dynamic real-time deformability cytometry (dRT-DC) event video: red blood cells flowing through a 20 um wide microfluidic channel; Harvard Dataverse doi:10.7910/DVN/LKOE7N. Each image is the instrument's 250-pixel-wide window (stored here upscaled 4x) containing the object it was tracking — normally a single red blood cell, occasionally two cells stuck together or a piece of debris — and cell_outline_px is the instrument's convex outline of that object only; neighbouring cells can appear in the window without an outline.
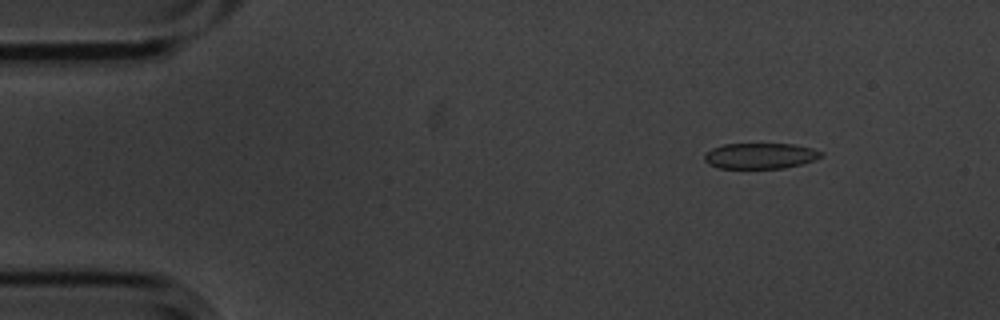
{"species": "common noctule bat (a hibernating species)", "species_latin": "Nyctalus noctula", "temperature_condition": "cold", "stored_images_in_passage": 56, "camera_frame_rate_fps": 3000, "um_per_image_px": 0.085, "animal": {"sex": "male", "body_mass_g": 20.1, "forearm_length_mm": 53.5}, "frame": {"image": 1, "passage_image": 7, "time_ms": 2.0, "image_size_px": [1000, 320], "cell_outline_px": [[824, 156], [816, 160], [784, 168], [720, 168], [708, 164], [704, 160], [704, 156], [712, 148], [724, 144], [792, 144], [812, 148], [824, 152]], "centroid_in_image_um": [64.66, 13.25], "position_along_channel_um": 20.3, "area_um2": 17.51}}
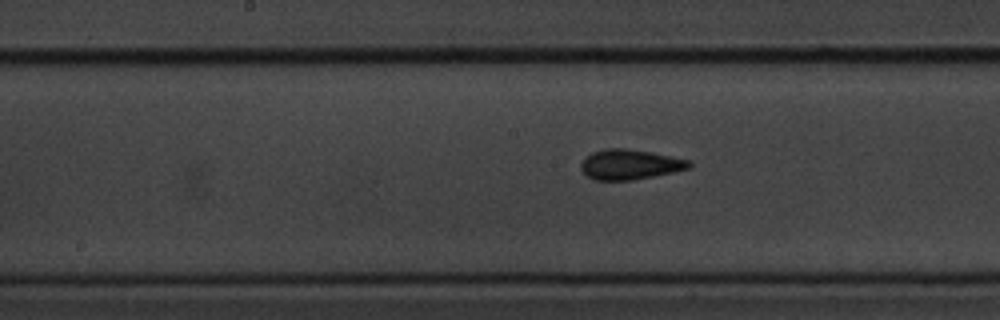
{"frame": {"image": 2, "passage_image": 28, "time_ms": 9.0, "image_size_px": [1000, 320], "cell_outline_px": [[692, 164], [688, 168], [672, 172], [632, 180], [592, 180], [580, 168], [580, 164], [584, 156], [592, 152], [604, 148], [624, 148], [648, 152], [688, 160]], "centroid_in_image_um": [53.45, 13.98], "position_along_channel_um": 194.8, "area_um2": 18.73}}
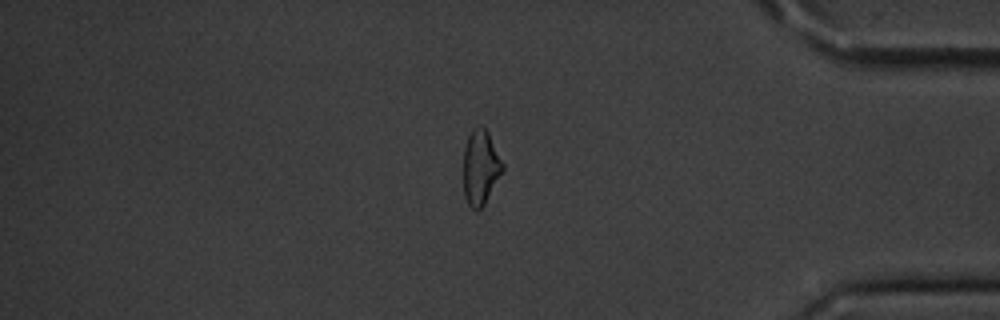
{"frame": {"image": 3, "passage_image": 47, "time_ms": 15.333, "image_size_px": [1000, 320], "cell_outline_px": [[504, 168], [484, 204], [476, 212], [468, 204], [464, 196], [464, 148], [468, 136], [472, 128], [480, 124], [488, 132], [504, 164]], "centroid_in_image_um": [40.84, 14.2], "position_along_channel_um": 394.4, "area_um2": 16.99}, "authors_computed_cell_mechanics": {"area_um2": 18.7272, "velocity_mm_per_s": 3.5951, "shape_relaxation_time_tau1_ms": 3.4361, "shape_relaxation_time_tau2_ms": 2.2784, "deformation_change_tau1": 0.0719, "deformation_change_tau2": 0.0756}}